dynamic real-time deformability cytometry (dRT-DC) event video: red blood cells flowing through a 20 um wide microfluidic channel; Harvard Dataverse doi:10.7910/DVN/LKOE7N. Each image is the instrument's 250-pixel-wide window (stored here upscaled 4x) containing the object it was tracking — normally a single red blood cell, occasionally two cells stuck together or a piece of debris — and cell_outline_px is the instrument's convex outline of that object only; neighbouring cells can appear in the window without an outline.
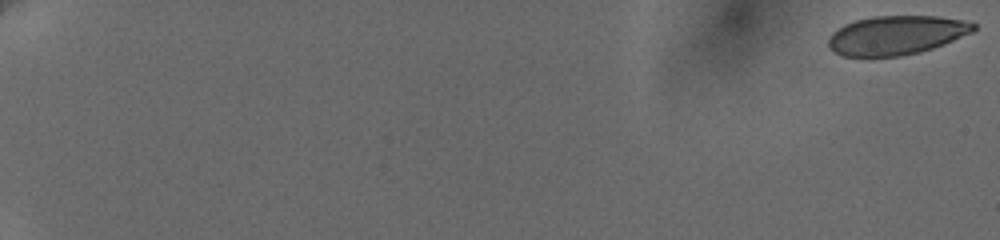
{"species": "human", "species_latin": "Homo sapiens", "temperature_condition": "cold", "stored_images_in_passage": 24, "camera_frame_rate_fps": 3000, "um_per_image_px": 0.085, "donor": {"sex": "female"}, "frame": {"image": 1, "passage_image": 1, "time_ms": 0.0, "image_size_px": [1000, 240], "cell_outline_px": [[976, 28], [972, 32], [944, 44], [920, 52], [900, 56], [844, 56], [828, 48], [828, 36], [832, 32], [844, 24], [856, 20], [872, 16], [936, 16], [964, 20], [976, 24]], "centroid_in_image_um": [76.17, 2.98], "position_along_channel_um": 8.8, "area_um2": 33.0}}
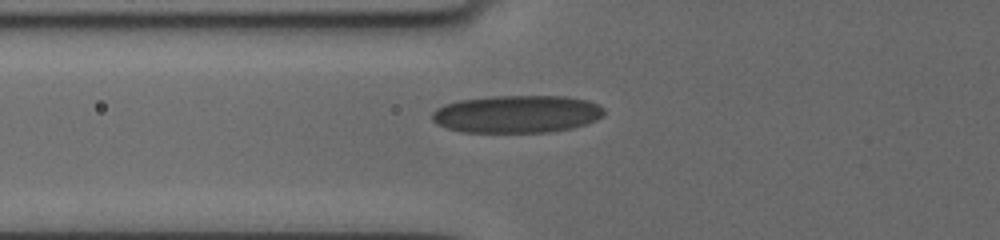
{"frame": {"image": 2, "passage_image": 17, "time_ms": 8.333, "image_size_px": [1000, 240], "cell_outline_px": [[604, 112], [596, 120], [572, 128], [548, 132], [460, 132], [436, 124], [432, 120], [432, 112], [436, 108], [444, 104], [460, 100], [492, 96], [568, 96], [588, 100], [600, 104], [604, 108]], "centroid_in_image_um": [43.93, 9.69], "position_along_channel_um": 81.9, "area_um2": 37.86}}
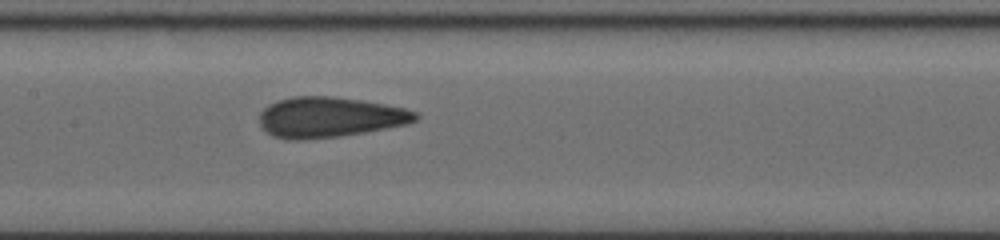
{"frame": {"image": 3, "passage_image": 24, "time_ms": 11.0, "image_size_px": [1000, 240], "cell_outline_px": [[420, 116], [416, 120], [408, 124], [364, 132], [340, 136], [296, 140], [288, 140], [272, 136], [260, 128], [260, 112], [268, 104], [276, 100], [292, 96], [332, 96], [364, 100], [404, 108], [416, 112]], "centroid_in_image_um": [27.98, 9.95], "position_along_channel_um": 179.4, "area_um2": 36.99}}